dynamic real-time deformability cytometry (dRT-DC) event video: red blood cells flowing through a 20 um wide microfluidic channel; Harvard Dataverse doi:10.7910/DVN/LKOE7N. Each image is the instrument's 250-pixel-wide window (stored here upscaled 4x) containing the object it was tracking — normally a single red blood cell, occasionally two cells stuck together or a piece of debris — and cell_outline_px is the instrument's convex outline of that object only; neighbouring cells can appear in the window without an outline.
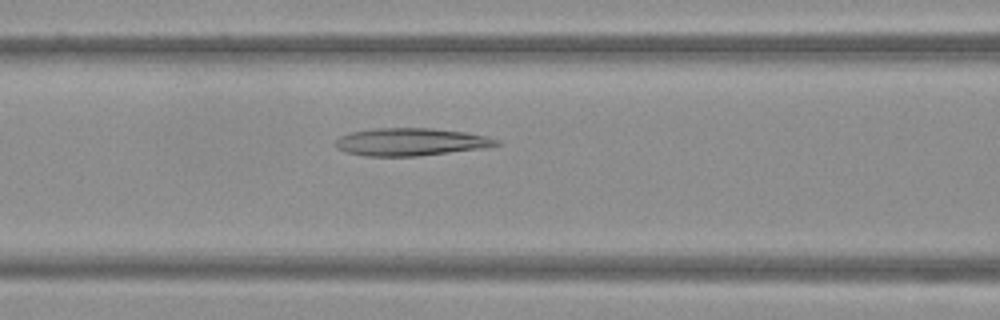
{"species": "Egyptian fruit bat (a non-hibernating species)", "species_latin": "Rousettus aegyptiacus", "temperature_condition": "warm", "stored_images_in_passage": 34, "camera_frame_rate_fps": 3000, "um_per_image_px": 0.085, "frame": {"image": 1, "passage_image": 5, "time_ms": 1.333, "image_size_px": [1000, 320], "cell_outline_px": [[500, 144], [488, 148], [416, 156], [364, 156], [348, 152], [336, 148], [332, 144], [340, 136], [352, 132], [376, 128], [432, 128], [464, 132], [484, 136], [500, 140]], "centroid_in_image_um": [34.92, 12.07], "position_along_channel_um": 131.7, "area_um2": 25.95}}
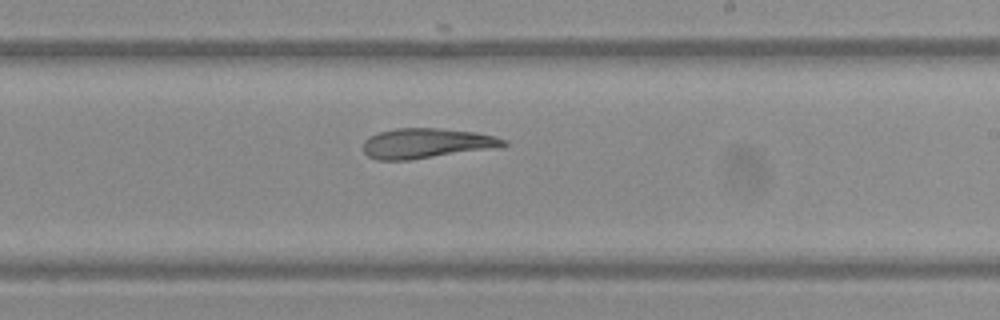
{"frame": {"image": 2, "passage_image": 14, "time_ms": 4.333, "image_size_px": [1000, 320], "cell_outline_px": [[508, 144], [500, 148], [408, 160], [376, 160], [368, 156], [364, 152], [364, 140], [368, 136], [376, 132], [396, 128], [436, 128], [476, 132], [496, 136], [508, 140]], "centroid_in_image_um": [36.29, 12.18], "position_along_channel_um": 252.7, "area_um2": 24.97}}
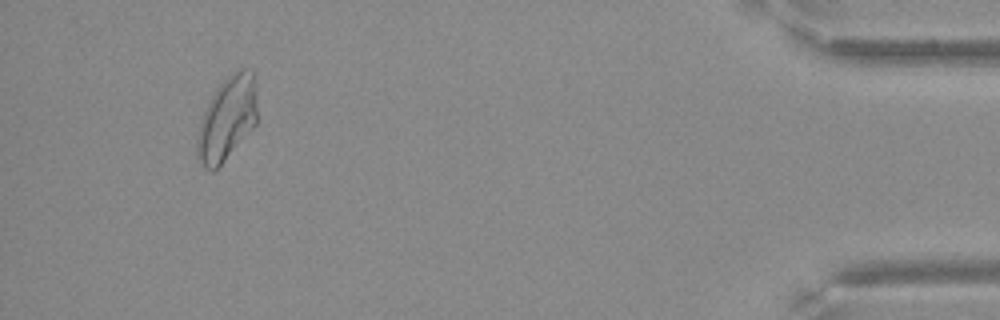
{"frame": {"image": 3, "passage_image": 31, "time_ms": 10.0, "image_size_px": [1000, 320], "cell_outline_px": [[256, 124], [224, 160], [212, 172], [204, 168], [200, 164], [196, 156], [196, 140], [200, 120], [216, 88], [236, 68], [252, 68], [256, 84]], "centroid_in_image_um": [19.29, 10.06], "position_along_channel_um": 415.9, "area_um2": 29.36}}